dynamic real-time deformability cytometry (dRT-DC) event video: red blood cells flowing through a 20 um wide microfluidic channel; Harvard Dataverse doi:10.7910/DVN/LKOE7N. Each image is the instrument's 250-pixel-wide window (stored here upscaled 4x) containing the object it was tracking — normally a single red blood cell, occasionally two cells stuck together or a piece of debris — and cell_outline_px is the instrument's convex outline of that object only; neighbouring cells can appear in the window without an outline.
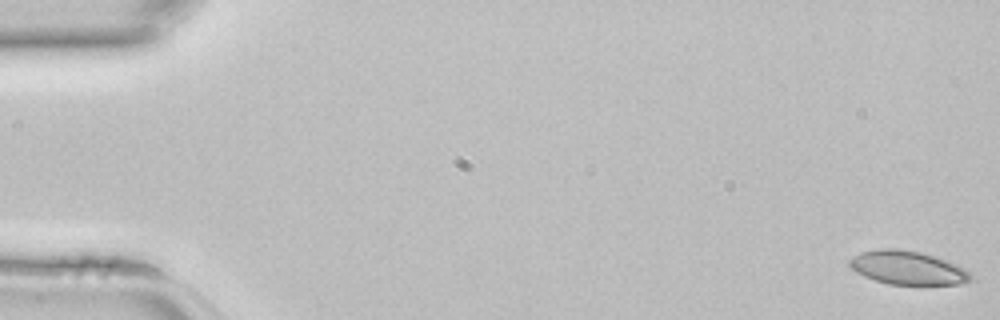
{"species": "common noctule bat (a hibernating species)", "species_latin": "Nyctalus noctula", "temperature_condition": "room temperature", "stored_images_in_passage": 2, "camera_frame_rate_fps": 3000, "um_per_image_px": 0.085, "animal": {"sex": "female", "body_mass_g": 22.7, "forearm_length_mm": 54.2}, "frame": {"image": 1, "passage_image": 1, "time_ms": 0.0, "image_size_px": [1000, 320], "cell_outline_px": [[972, 280], [960, 284], [920, 288], [888, 284], [864, 276], [856, 272], [848, 264], [848, 260], [852, 256], [860, 252], [884, 248], [896, 248], [920, 252], [936, 256], [964, 268], [972, 276]], "centroid_in_image_um": [77.18, 22.81], "position_along_channel_um": 7.8, "area_um2": 24.68}}